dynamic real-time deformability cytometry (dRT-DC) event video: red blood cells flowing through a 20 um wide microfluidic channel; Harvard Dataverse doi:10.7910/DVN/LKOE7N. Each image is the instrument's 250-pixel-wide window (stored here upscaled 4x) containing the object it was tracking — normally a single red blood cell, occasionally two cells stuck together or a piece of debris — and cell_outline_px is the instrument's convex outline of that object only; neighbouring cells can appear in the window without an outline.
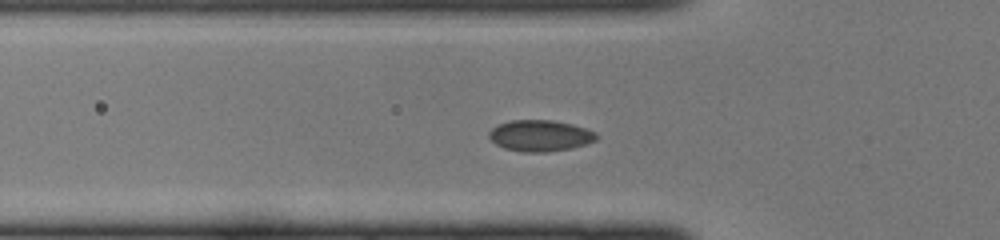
{"species": "common noctule bat (a hibernating species)", "species_latin": "Nyctalus noctula", "temperature_condition": "cold", "stored_images_in_passage": 36, "camera_frame_rate_fps": 3000, "um_per_image_px": 0.085, "animal": {"sex": "female", "body_mass_g": 22.0, "forearm_length_mm": 56.7}, "frame": {"image": 1, "passage_image": 10, "time_ms": 3.0, "image_size_px": [1000, 240], "cell_outline_px": [[600, 136], [596, 140], [572, 148], [548, 152], [524, 152], [504, 148], [496, 144], [488, 136], [488, 132], [492, 128], [508, 120], [552, 120], [572, 124], [596, 132]], "centroid_in_image_um": [45.92, 11.53], "position_along_channel_um": 79.9, "area_um2": 19.59}}
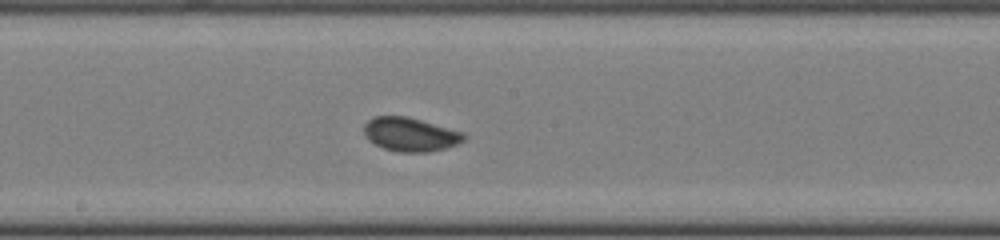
{"frame": {"image": 2, "passage_image": 19, "time_ms": 6.0, "image_size_px": [1000, 240], "cell_outline_px": [[468, 136], [464, 140], [456, 144], [444, 148], [428, 152], [400, 152], [384, 148], [368, 140], [364, 136], [364, 124], [368, 120], [376, 116], [408, 116], [464, 132]], "centroid_in_image_um": [34.88, 11.41], "position_along_channel_um": 213.3, "area_um2": 19.71}}
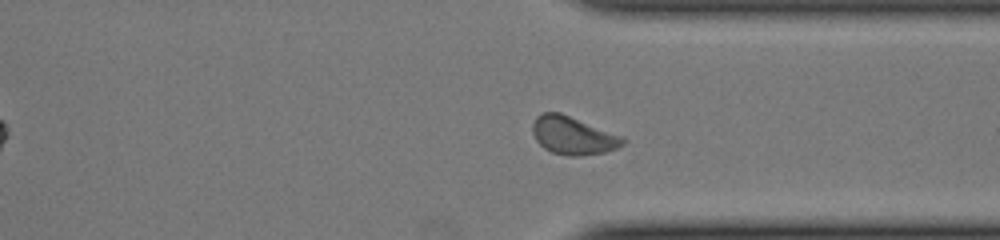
{"frame": {"image": 3, "passage_image": 29, "time_ms": 9.333, "image_size_px": [1000, 240], "cell_outline_px": [[624, 144], [616, 148], [604, 152], [580, 156], [568, 156], [552, 152], [544, 148], [536, 140], [532, 132], [532, 124], [536, 116], [544, 112], [560, 112], [624, 136]], "centroid_in_image_um": [48.7, 11.51], "position_along_channel_um": 362.7, "area_um2": 20.06}}